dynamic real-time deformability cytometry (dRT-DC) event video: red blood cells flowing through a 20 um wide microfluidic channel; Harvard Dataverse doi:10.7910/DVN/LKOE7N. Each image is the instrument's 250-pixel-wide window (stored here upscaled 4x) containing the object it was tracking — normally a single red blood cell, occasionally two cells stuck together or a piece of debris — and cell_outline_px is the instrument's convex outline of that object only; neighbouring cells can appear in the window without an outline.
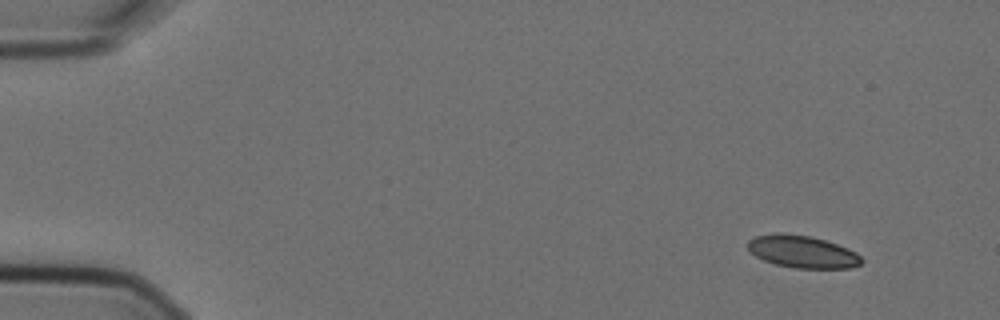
{"species": "Egyptian fruit bat (a non-hibernating species)", "species_latin": "Rousettus aegyptiacus", "temperature_condition": "cold", "stored_images_in_passage": 14, "camera_frame_rate_fps": 3000, "um_per_image_px": 0.085, "animal": {"sex": "female"}, "frame": {"image": 1, "passage_image": 1, "time_ms": 0.0, "image_size_px": [1000, 320], "cell_outline_px": [[864, 260], [860, 264], [852, 268], [796, 268], [776, 264], [764, 260], [756, 256], [748, 248], [748, 240], [752, 236], [776, 232], [780, 232], [812, 236], [848, 248], [856, 252]], "centroid_in_image_um": [68.19, 21.38], "position_along_channel_um": 16.8, "area_um2": 21.56}}
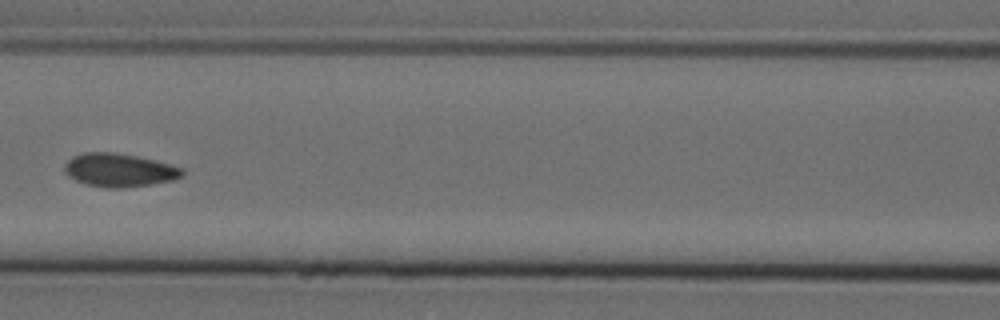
{"frame": {"image": 2, "passage_image": 6, "time_ms": 1.667, "image_size_px": [1000, 320], "cell_outline_px": [[184, 176], [172, 180], [124, 188], [104, 188], [84, 184], [68, 176], [64, 172], [64, 164], [72, 156], [84, 152], [112, 152], [136, 156], [184, 168]], "centroid_in_image_um": [10.09, 14.46], "position_along_channel_um": 156.5, "area_um2": 22.89}}
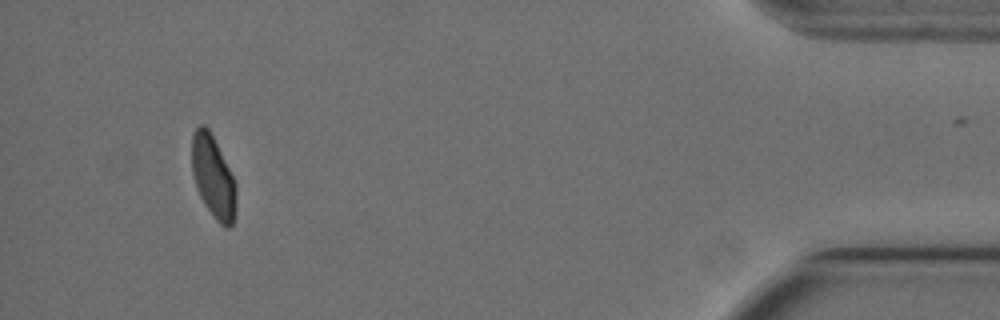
{"frame": {"image": 3, "passage_image": 13, "time_ms": 4.0, "image_size_px": [1000, 320], "cell_outline_px": [[236, 196], [232, 224], [228, 228], [224, 228], [216, 220], [204, 204], [200, 196], [192, 172], [192, 132], [200, 124], [204, 124], [208, 128], [236, 184]], "centroid_in_image_um": [18.1, 15.04], "position_along_channel_um": 417.1, "area_um2": 20.75}}